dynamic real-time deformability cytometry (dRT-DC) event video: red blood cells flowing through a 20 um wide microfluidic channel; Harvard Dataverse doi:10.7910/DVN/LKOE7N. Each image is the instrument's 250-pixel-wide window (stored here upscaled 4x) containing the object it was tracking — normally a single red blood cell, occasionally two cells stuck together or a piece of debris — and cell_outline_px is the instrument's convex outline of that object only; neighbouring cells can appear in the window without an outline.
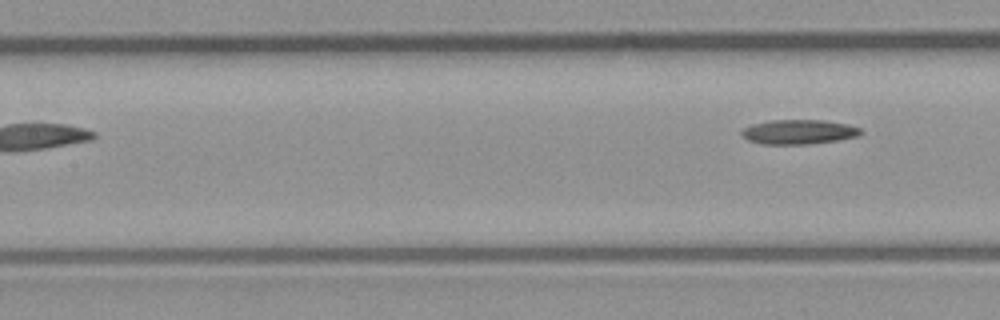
{"species": "common noctule bat (a hibernating species)", "species_latin": "Nyctalus noctula", "temperature_condition": "room temperature", "stored_images_in_passage": 4, "segment_of_instrument_passage": [2, 2], "camera_frame_rate_fps": 3000, "um_per_image_px": 0.085, "animal": {"sex": "male", "body_mass_g": 23.1, "forearm_length_mm": 52.7}, "frame": {"image": 1, "passage_image": 4, "time_ms": 3.667, "image_size_px": [1000, 320], "cell_outline_px": [[864, 132], [856, 136], [836, 140], [804, 144], [764, 144], [748, 140], [740, 132], [744, 128], [752, 124], [772, 120], [824, 120], [848, 124], [860, 128]], "centroid_in_image_um": [67.9, 11.2], "position_along_channel_um": 139.5, "area_um2": 16.82}}